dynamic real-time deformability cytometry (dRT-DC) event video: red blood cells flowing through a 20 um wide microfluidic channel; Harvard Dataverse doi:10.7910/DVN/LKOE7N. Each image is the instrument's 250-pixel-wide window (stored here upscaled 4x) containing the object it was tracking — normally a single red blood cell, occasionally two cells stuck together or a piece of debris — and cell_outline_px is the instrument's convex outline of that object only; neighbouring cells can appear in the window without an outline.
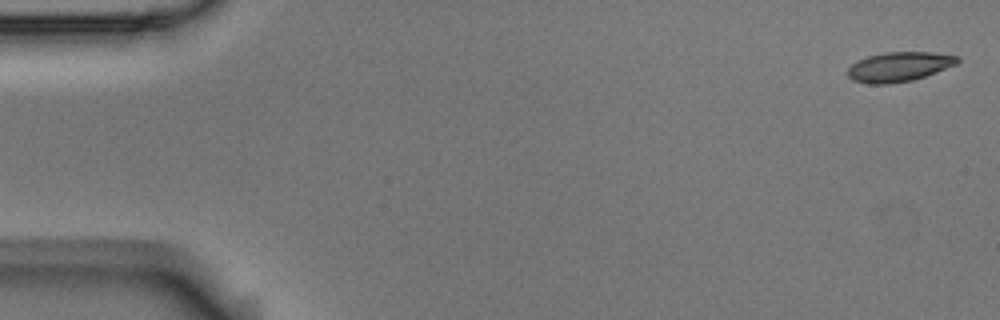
{"species": "Egyptian fruit bat (a non-hibernating species)", "species_latin": "Rousettus aegyptiacus", "temperature_condition": "room temperature", "stored_images_in_passage": 4, "camera_frame_rate_fps": 3000, "um_per_image_px": 0.085, "animal": {"sex": "male"}, "frame": {"image": 1, "passage_image": 1, "time_ms": 0.0, "image_size_px": [1000, 320], "cell_outline_px": [[960, 60], [956, 64], [936, 72], [912, 80], [888, 84], [868, 84], [852, 80], [848, 76], [848, 68], [852, 64], [868, 56], [884, 52], [932, 52], [960, 56]], "centroid_in_image_um": [76.43, 5.67], "position_along_channel_um": 8.6, "area_um2": 18.84}}
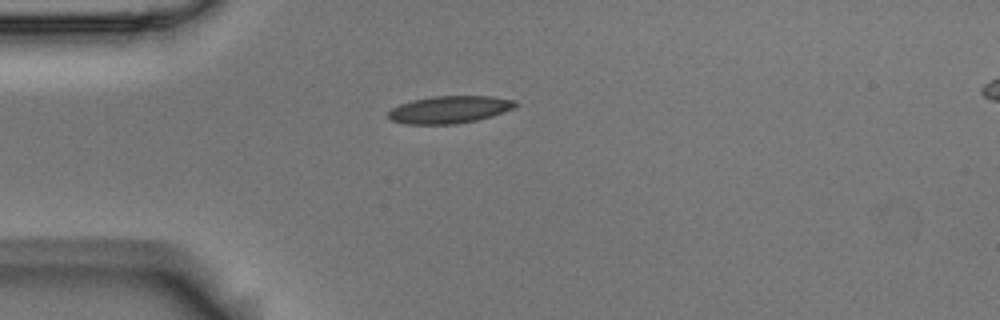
{"frame": {"image": 2, "passage_image": 4, "time_ms": 1.0, "image_size_px": [1000, 320], "cell_outline_px": [[520, 104], [512, 108], [492, 116], [476, 120], [452, 124], [408, 124], [392, 120], [388, 116], [388, 112], [392, 108], [400, 104], [412, 100], [432, 96], [492, 96], [516, 100]], "centroid_in_image_um": [38.23, 9.3], "position_along_channel_um": 46.8, "area_um2": 20.17}}